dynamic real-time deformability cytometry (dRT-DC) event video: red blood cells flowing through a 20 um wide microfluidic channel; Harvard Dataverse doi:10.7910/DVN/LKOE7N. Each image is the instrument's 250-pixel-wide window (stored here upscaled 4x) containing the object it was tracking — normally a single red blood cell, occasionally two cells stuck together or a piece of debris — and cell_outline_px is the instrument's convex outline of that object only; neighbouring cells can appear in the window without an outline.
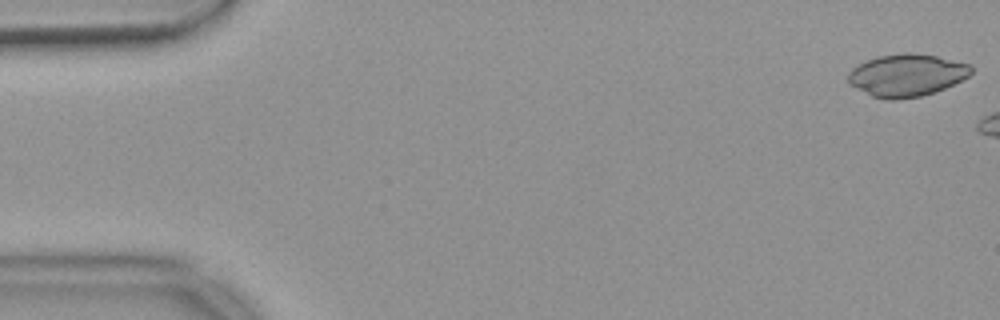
{"species": "common noctule bat (a hibernating species)", "species_latin": "Nyctalus noctula", "temperature_condition": "warm", "stored_images_in_passage": 12, "camera_frame_rate_fps": 3000, "um_per_image_px": 0.085, "animal": {"sex": "female", "body_mass_g": 18.4}, "frame": {"image": 1, "passage_image": 1, "time_ms": 0.0, "image_size_px": [1000, 320], "cell_outline_px": [[972, 72], [968, 76], [944, 88], [920, 96], [896, 100], [888, 100], [872, 96], [848, 84], [848, 72], [852, 68], [876, 56], [904, 52], [912, 52], [936, 56], [972, 64]], "centroid_in_image_um": [77.05, 6.38], "position_along_channel_um": 8.0, "area_um2": 30.35}}